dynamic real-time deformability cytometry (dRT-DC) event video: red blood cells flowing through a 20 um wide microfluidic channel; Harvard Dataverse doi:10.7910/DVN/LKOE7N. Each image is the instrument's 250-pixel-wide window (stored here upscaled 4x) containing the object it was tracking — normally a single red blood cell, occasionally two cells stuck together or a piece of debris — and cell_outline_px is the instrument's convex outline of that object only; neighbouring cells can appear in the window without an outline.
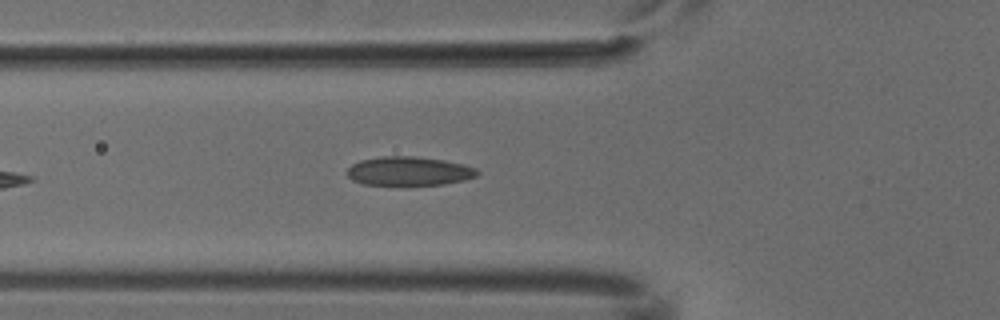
{"species": "common noctule bat (a hibernating species)", "species_latin": "Nyctalus noctula", "temperature_condition": "cold", "stored_images_in_passage": 5, "camera_frame_rate_fps": 3000, "um_per_image_px": 0.085, "animal": {"sex": "male", "body_mass_g": 18.8}, "frame": {"image": 1, "passage_image": 5, "time_ms": 1.333, "image_size_px": [1000, 320], "cell_outline_px": [[480, 172], [476, 176], [464, 180], [444, 184], [364, 184], [352, 180], [348, 176], [348, 168], [352, 164], [360, 160], [380, 156], [412, 156], [444, 160], [464, 164], [476, 168]], "centroid_in_image_um": [34.77, 14.53], "position_along_channel_um": 91.0, "area_um2": 21.73}}